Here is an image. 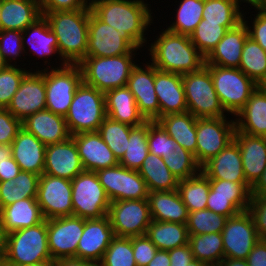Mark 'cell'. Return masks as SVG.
<instances>
[{
    "mask_svg": "<svg viewBox=\"0 0 266 266\" xmlns=\"http://www.w3.org/2000/svg\"><path fill=\"white\" fill-rule=\"evenodd\" d=\"M148 5L144 0H90L91 11L119 31L134 49L143 48L148 41L145 32L153 23Z\"/></svg>",
    "mask_w": 266,
    "mask_h": 266,
    "instance_id": "obj_1",
    "label": "cell"
},
{
    "mask_svg": "<svg viewBox=\"0 0 266 266\" xmlns=\"http://www.w3.org/2000/svg\"><path fill=\"white\" fill-rule=\"evenodd\" d=\"M91 9L47 12L48 21L58 41L59 67L79 64L87 53L88 26Z\"/></svg>",
    "mask_w": 266,
    "mask_h": 266,
    "instance_id": "obj_2",
    "label": "cell"
},
{
    "mask_svg": "<svg viewBox=\"0 0 266 266\" xmlns=\"http://www.w3.org/2000/svg\"><path fill=\"white\" fill-rule=\"evenodd\" d=\"M156 37L147 50L157 69L183 75L205 65V57L193 45L190 36L165 29Z\"/></svg>",
    "mask_w": 266,
    "mask_h": 266,
    "instance_id": "obj_3",
    "label": "cell"
},
{
    "mask_svg": "<svg viewBox=\"0 0 266 266\" xmlns=\"http://www.w3.org/2000/svg\"><path fill=\"white\" fill-rule=\"evenodd\" d=\"M53 261L47 235V220L5 235V250L0 266H24Z\"/></svg>",
    "mask_w": 266,
    "mask_h": 266,
    "instance_id": "obj_4",
    "label": "cell"
},
{
    "mask_svg": "<svg viewBox=\"0 0 266 266\" xmlns=\"http://www.w3.org/2000/svg\"><path fill=\"white\" fill-rule=\"evenodd\" d=\"M135 55L85 57L78 64L82 71L83 83L104 93L114 88L126 86L131 70L136 65Z\"/></svg>",
    "mask_w": 266,
    "mask_h": 266,
    "instance_id": "obj_5",
    "label": "cell"
},
{
    "mask_svg": "<svg viewBox=\"0 0 266 266\" xmlns=\"http://www.w3.org/2000/svg\"><path fill=\"white\" fill-rule=\"evenodd\" d=\"M106 117L104 92L82 82L65 116L71 136L83 132H97Z\"/></svg>",
    "mask_w": 266,
    "mask_h": 266,
    "instance_id": "obj_6",
    "label": "cell"
},
{
    "mask_svg": "<svg viewBox=\"0 0 266 266\" xmlns=\"http://www.w3.org/2000/svg\"><path fill=\"white\" fill-rule=\"evenodd\" d=\"M187 111L197 118L226 117L206 65L182 75Z\"/></svg>",
    "mask_w": 266,
    "mask_h": 266,
    "instance_id": "obj_7",
    "label": "cell"
},
{
    "mask_svg": "<svg viewBox=\"0 0 266 266\" xmlns=\"http://www.w3.org/2000/svg\"><path fill=\"white\" fill-rule=\"evenodd\" d=\"M223 109L235 116L245 105L257 84L239 68L205 64Z\"/></svg>",
    "mask_w": 266,
    "mask_h": 266,
    "instance_id": "obj_8",
    "label": "cell"
},
{
    "mask_svg": "<svg viewBox=\"0 0 266 266\" xmlns=\"http://www.w3.org/2000/svg\"><path fill=\"white\" fill-rule=\"evenodd\" d=\"M44 79L46 109L65 117L77 88L83 82L80 66L67 64L64 67H44Z\"/></svg>",
    "mask_w": 266,
    "mask_h": 266,
    "instance_id": "obj_9",
    "label": "cell"
},
{
    "mask_svg": "<svg viewBox=\"0 0 266 266\" xmlns=\"http://www.w3.org/2000/svg\"><path fill=\"white\" fill-rule=\"evenodd\" d=\"M71 186L73 216L93 219L108 214L110 200L96 172L82 171L71 180Z\"/></svg>",
    "mask_w": 266,
    "mask_h": 266,
    "instance_id": "obj_10",
    "label": "cell"
},
{
    "mask_svg": "<svg viewBox=\"0 0 266 266\" xmlns=\"http://www.w3.org/2000/svg\"><path fill=\"white\" fill-rule=\"evenodd\" d=\"M197 118V147L195 160L202 167L211 158L218 155L234 138L235 119Z\"/></svg>",
    "mask_w": 266,
    "mask_h": 266,
    "instance_id": "obj_11",
    "label": "cell"
},
{
    "mask_svg": "<svg viewBox=\"0 0 266 266\" xmlns=\"http://www.w3.org/2000/svg\"><path fill=\"white\" fill-rule=\"evenodd\" d=\"M107 215L117 237L146 235L152 221L148 199L110 202Z\"/></svg>",
    "mask_w": 266,
    "mask_h": 266,
    "instance_id": "obj_12",
    "label": "cell"
},
{
    "mask_svg": "<svg viewBox=\"0 0 266 266\" xmlns=\"http://www.w3.org/2000/svg\"><path fill=\"white\" fill-rule=\"evenodd\" d=\"M36 199L46 220L73 216L72 186L69 179L42 174Z\"/></svg>",
    "mask_w": 266,
    "mask_h": 266,
    "instance_id": "obj_13",
    "label": "cell"
},
{
    "mask_svg": "<svg viewBox=\"0 0 266 266\" xmlns=\"http://www.w3.org/2000/svg\"><path fill=\"white\" fill-rule=\"evenodd\" d=\"M221 233L224 258L246 260L251 249L259 241L253 218L248 211L228 218Z\"/></svg>",
    "mask_w": 266,
    "mask_h": 266,
    "instance_id": "obj_14",
    "label": "cell"
},
{
    "mask_svg": "<svg viewBox=\"0 0 266 266\" xmlns=\"http://www.w3.org/2000/svg\"><path fill=\"white\" fill-rule=\"evenodd\" d=\"M134 49L114 27L101 21L92 11L88 26L86 57H113L136 54Z\"/></svg>",
    "mask_w": 266,
    "mask_h": 266,
    "instance_id": "obj_15",
    "label": "cell"
},
{
    "mask_svg": "<svg viewBox=\"0 0 266 266\" xmlns=\"http://www.w3.org/2000/svg\"><path fill=\"white\" fill-rule=\"evenodd\" d=\"M84 218L66 216L47 220L48 247L53 261L75 257Z\"/></svg>",
    "mask_w": 266,
    "mask_h": 266,
    "instance_id": "obj_16",
    "label": "cell"
},
{
    "mask_svg": "<svg viewBox=\"0 0 266 266\" xmlns=\"http://www.w3.org/2000/svg\"><path fill=\"white\" fill-rule=\"evenodd\" d=\"M21 122L38 111L46 109V88L44 69L30 71L6 108Z\"/></svg>",
    "mask_w": 266,
    "mask_h": 266,
    "instance_id": "obj_17",
    "label": "cell"
},
{
    "mask_svg": "<svg viewBox=\"0 0 266 266\" xmlns=\"http://www.w3.org/2000/svg\"><path fill=\"white\" fill-rule=\"evenodd\" d=\"M155 66L147 63L132 68L127 87L134 95L138 110L146 121H156L159 118V102L154 88Z\"/></svg>",
    "mask_w": 266,
    "mask_h": 266,
    "instance_id": "obj_18",
    "label": "cell"
},
{
    "mask_svg": "<svg viewBox=\"0 0 266 266\" xmlns=\"http://www.w3.org/2000/svg\"><path fill=\"white\" fill-rule=\"evenodd\" d=\"M114 237L108 215L84 219V230L75 257L99 263Z\"/></svg>",
    "mask_w": 266,
    "mask_h": 266,
    "instance_id": "obj_19",
    "label": "cell"
},
{
    "mask_svg": "<svg viewBox=\"0 0 266 266\" xmlns=\"http://www.w3.org/2000/svg\"><path fill=\"white\" fill-rule=\"evenodd\" d=\"M82 171L84 168L72 136L46 146L43 174L72 180Z\"/></svg>",
    "mask_w": 266,
    "mask_h": 266,
    "instance_id": "obj_20",
    "label": "cell"
},
{
    "mask_svg": "<svg viewBox=\"0 0 266 266\" xmlns=\"http://www.w3.org/2000/svg\"><path fill=\"white\" fill-rule=\"evenodd\" d=\"M84 170L96 172L119 164L98 132H83L72 136Z\"/></svg>",
    "mask_w": 266,
    "mask_h": 266,
    "instance_id": "obj_21",
    "label": "cell"
},
{
    "mask_svg": "<svg viewBox=\"0 0 266 266\" xmlns=\"http://www.w3.org/2000/svg\"><path fill=\"white\" fill-rule=\"evenodd\" d=\"M154 88L159 102V117L187 111L182 74L155 67Z\"/></svg>",
    "mask_w": 266,
    "mask_h": 266,
    "instance_id": "obj_22",
    "label": "cell"
},
{
    "mask_svg": "<svg viewBox=\"0 0 266 266\" xmlns=\"http://www.w3.org/2000/svg\"><path fill=\"white\" fill-rule=\"evenodd\" d=\"M233 140L240 148L246 181L253 187L266 169V137L252 136L235 129Z\"/></svg>",
    "mask_w": 266,
    "mask_h": 266,
    "instance_id": "obj_23",
    "label": "cell"
},
{
    "mask_svg": "<svg viewBox=\"0 0 266 266\" xmlns=\"http://www.w3.org/2000/svg\"><path fill=\"white\" fill-rule=\"evenodd\" d=\"M201 171L209 179L247 183L243 170L240 148L234 140L218 155L206 162L201 167Z\"/></svg>",
    "mask_w": 266,
    "mask_h": 266,
    "instance_id": "obj_24",
    "label": "cell"
},
{
    "mask_svg": "<svg viewBox=\"0 0 266 266\" xmlns=\"http://www.w3.org/2000/svg\"><path fill=\"white\" fill-rule=\"evenodd\" d=\"M22 128L32 133L46 146L63 142L71 137L65 117L47 109L27 117L22 121Z\"/></svg>",
    "mask_w": 266,
    "mask_h": 266,
    "instance_id": "obj_25",
    "label": "cell"
},
{
    "mask_svg": "<svg viewBox=\"0 0 266 266\" xmlns=\"http://www.w3.org/2000/svg\"><path fill=\"white\" fill-rule=\"evenodd\" d=\"M249 37L246 24L242 21L228 30L212 51L205 57V64L225 68H239L244 43Z\"/></svg>",
    "mask_w": 266,
    "mask_h": 266,
    "instance_id": "obj_26",
    "label": "cell"
},
{
    "mask_svg": "<svg viewBox=\"0 0 266 266\" xmlns=\"http://www.w3.org/2000/svg\"><path fill=\"white\" fill-rule=\"evenodd\" d=\"M11 147L12 157L20 170L40 176L44 173L46 145L32 133L21 128L11 143Z\"/></svg>",
    "mask_w": 266,
    "mask_h": 266,
    "instance_id": "obj_27",
    "label": "cell"
},
{
    "mask_svg": "<svg viewBox=\"0 0 266 266\" xmlns=\"http://www.w3.org/2000/svg\"><path fill=\"white\" fill-rule=\"evenodd\" d=\"M41 17L38 0H0V30L24 31Z\"/></svg>",
    "mask_w": 266,
    "mask_h": 266,
    "instance_id": "obj_28",
    "label": "cell"
},
{
    "mask_svg": "<svg viewBox=\"0 0 266 266\" xmlns=\"http://www.w3.org/2000/svg\"><path fill=\"white\" fill-rule=\"evenodd\" d=\"M104 94L106 115L110 119L132 127L147 122L139 112L134 95L127 86L108 90Z\"/></svg>",
    "mask_w": 266,
    "mask_h": 266,
    "instance_id": "obj_29",
    "label": "cell"
},
{
    "mask_svg": "<svg viewBox=\"0 0 266 266\" xmlns=\"http://www.w3.org/2000/svg\"><path fill=\"white\" fill-rule=\"evenodd\" d=\"M43 220L44 217L36 198H25L0 210V221L5 235L22 228L35 226Z\"/></svg>",
    "mask_w": 266,
    "mask_h": 266,
    "instance_id": "obj_30",
    "label": "cell"
},
{
    "mask_svg": "<svg viewBox=\"0 0 266 266\" xmlns=\"http://www.w3.org/2000/svg\"><path fill=\"white\" fill-rule=\"evenodd\" d=\"M234 117L237 131L266 137V93L257 87Z\"/></svg>",
    "mask_w": 266,
    "mask_h": 266,
    "instance_id": "obj_31",
    "label": "cell"
},
{
    "mask_svg": "<svg viewBox=\"0 0 266 266\" xmlns=\"http://www.w3.org/2000/svg\"><path fill=\"white\" fill-rule=\"evenodd\" d=\"M148 202L152 220L186 224L189 212L178 190L149 192Z\"/></svg>",
    "mask_w": 266,
    "mask_h": 266,
    "instance_id": "obj_32",
    "label": "cell"
},
{
    "mask_svg": "<svg viewBox=\"0 0 266 266\" xmlns=\"http://www.w3.org/2000/svg\"><path fill=\"white\" fill-rule=\"evenodd\" d=\"M166 133L195 157L197 147V117L188 111L168 114L156 120Z\"/></svg>",
    "mask_w": 266,
    "mask_h": 266,
    "instance_id": "obj_33",
    "label": "cell"
},
{
    "mask_svg": "<svg viewBox=\"0 0 266 266\" xmlns=\"http://www.w3.org/2000/svg\"><path fill=\"white\" fill-rule=\"evenodd\" d=\"M26 42L30 47L29 52H32L33 55L34 53L36 56L38 55L37 58L39 57V59H43V57L48 58L52 56V54H58L60 57L57 37L52 32L49 23L44 16L22 31V44L25 51L24 54L27 55Z\"/></svg>",
    "mask_w": 266,
    "mask_h": 266,
    "instance_id": "obj_34",
    "label": "cell"
},
{
    "mask_svg": "<svg viewBox=\"0 0 266 266\" xmlns=\"http://www.w3.org/2000/svg\"><path fill=\"white\" fill-rule=\"evenodd\" d=\"M138 172L146 182L149 192L172 191L178 188V178L168 169L160 156L148 153Z\"/></svg>",
    "mask_w": 266,
    "mask_h": 266,
    "instance_id": "obj_35",
    "label": "cell"
},
{
    "mask_svg": "<svg viewBox=\"0 0 266 266\" xmlns=\"http://www.w3.org/2000/svg\"><path fill=\"white\" fill-rule=\"evenodd\" d=\"M146 236L158 250H172L189 244V233L186 224L152 220Z\"/></svg>",
    "mask_w": 266,
    "mask_h": 266,
    "instance_id": "obj_36",
    "label": "cell"
},
{
    "mask_svg": "<svg viewBox=\"0 0 266 266\" xmlns=\"http://www.w3.org/2000/svg\"><path fill=\"white\" fill-rule=\"evenodd\" d=\"M177 190L189 213L206 209L210 180L202 171L193 177L179 180Z\"/></svg>",
    "mask_w": 266,
    "mask_h": 266,
    "instance_id": "obj_37",
    "label": "cell"
},
{
    "mask_svg": "<svg viewBox=\"0 0 266 266\" xmlns=\"http://www.w3.org/2000/svg\"><path fill=\"white\" fill-rule=\"evenodd\" d=\"M189 245L194 259L210 266H218L224 258L222 233L189 235Z\"/></svg>",
    "mask_w": 266,
    "mask_h": 266,
    "instance_id": "obj_38",
    "label": "cell"
},
{
    "mask_svg": "<svg viewBox=\"0 0 266 266\" xmlns=\"http://www.w3.org/2000/svg\"><path fill=\"white\" fill-rule=\"evenodd\" d=\"M237 0H204L202 19L220 23L228 30L242 22V9Z\"/></svg>",
    "mask_w": 266,
    "mask_h": 266,
    "instance_id": "obj_39",
    "label": "cell"
},
{
    "mask_svg": "<svg viewBox=\"0 0 266 266\" xmlns=\"http://www.w3.org/2000/svg\"><path fill=\"white\" fill-rule=\"evenodd\" d=\"M204 0H181L174 22L166 29L176 34L190 36L202 20Z\"/></svg>",
    "mask_w": 266,
    "mask_h": 266,
    "instance_id": "obj_40",
    "label": "cell"
},
{
    "mask_svg": "<svg viewBox=\"0 0 266 266\" xmlns=\"http://www.w3.org/2000/svg\"><path fill=\"white\" fill-rule=\"evenodd\" d=\"M148 121L134 127L130 131L127 150L119 160V164L132 170H139L149 153L148 148Z\"/></svg>",
    "mask_w": 266,
    "mask_h": 266,
    "instance_id": "obj_41",
    "label": "cell"
},
{
    "mask_svg": "<svg viewBox=\"0 0 266 266\" xmlns=\"http://www.w3.org/2000/svg\"><path fill=\"white\" fill-rule=\"evenodd\" d=\"M134 127L106 117L99 126L98 133L119 161L127 150L130 131Z\"/></svg>",
    "mask_w": 266,
    "mask_h": 266,
    "instance_id": "obj_42",
    "label": "cell"
},
{
    "mask_svg": "<svg viewBox=\"0 0 266 266\" xmlns=\"http://www.w3.org/2000/svg\"><path fill=\"white\" fill-rule=\"evenodd\" d=\"M239 69L256 84L266 74V51L250 37L244 43Z\"/></svg>",
    "mask_w": 266,
    "mask_h": 266,
    "instance_id": "obj_43",
    "label": "cell"
},
{
    "mask_svg": "<svg viewBox=\"0 0 266 266\" xmlns=\"http://www.w3.org/2000/svg\"><path fill=\"white\" fill-rule=\"evenodd\" d=\"M227 220L228 217L217 214L206 208L190 212L186 222V227L189 235L221 233Z\"/></svg>",
    "mask_w": 266,
    "mask_h": 266,
    "instance_id": "obj_44",
    "label": "cell"
},
{
    "mask_svg": "<svg viewBox=\"0 0 266 266\" xmlns=\"http://www.w3.org/2000/svg\"><path fill=\"white\" fill-rule=\"evenodd\" d=\"M228 29L220 23L206 22L202 19L195 31L190 35L191 42L206 57L217 43L224 37Z\"/></svg>",
    "mask_w": 266,
    "mask_h": 266,
    "instance_id": "obj_45",
    "label": "cell"
},
{
    "mask_svg": "<svg viewBox=\"0 0 266 266\" xmlns=\"http://www.w3.org/2000/svg\"><path fill=\"white\" fill-rule=\"evenodd\" d=\"M168 169L178 178L187 179L197 175L201 167L197 164L192 153L178 145L171 154L163 158Z\"/></svg>",
    "mask_w": 266,
    "mask_h": 266,
    "instance_id": "obj_46",
    "label": "cell"
},
{
    "mask_svg": "<svg viewBox=\"0 0 266 266\" xmlns=\"http://www.w3.org/2000/svg\"><path fill=\"white\" fill-rule=\"evenodd\" d=\"M99 263L101 266H137L133 256L132 237L115 236Z\"/></svg>",
    "mask_w": 266,
    "mask_h": 266,
    "instance_id": "obj_47",
    "label": "cell"
},
{
    "mask_svg": "<svg viewBox=\"0 0 266 266\" xmlns=\"http://www.w3.org/2000/svg\"><path fill=\"white\" fill-rule=\"evenodd\" d=\"M20 65H8L0 70V108H7L23 78L30 72Z\"/></svg>",
    "mask_w": 266,
    "mask_h": 266,
    "instance_id": "obj_48",
    "label": "cell"
},
{
    "mask_svg": "<svg viewBox=\"0 0 266 266\" xmlns=\"http://www.w3.org/2000/svg\"><path fill=\"white\" fill-rule=\"evenodd\" d=\"M149 153L166 158L179 145L157 121H148Z\"/></svg>",
    "mask_w": 266,
    "mask_h": 266,
    "instance_id": "obj_49",
    "label": "cell"
},
{
    "mask_svg": "<svg viewBox=\"0 0 266 266\" xmlns=\"http://www.w3.org/2000/svg\"><path fill=\"white\" fill-rule=\"evenodd\" d=\"M148 194L146 182L138 170L122 166L121 200L148 199Z\"/></svg>",
    "mask_w": 266,
    "mask_h": 266,
    "instance_id": "obj_50",
    "label": "cell"
},
{
    "mask_svg": "<svg viewBox=\"0 0 266 266\" xmlns=\"http://www.w3.org/2000/svg\"><path fill=\"white\" fill-rule=\"evenodd\" d=\"M210 191L208 197L221 198H250L251 186L248 183L209 179Z\"/></svg>",
    "mask_w": 266,
    "mask_h": 266,
    "instance_id": "obj_51",
    "label": "cell"
},
{
    "mask_svg": "<svg viewBox=\"0 0 266 266\" xmlns=\"http://www.w3.org/2000/svg\"><path fill=\"white\" fill-rule=\"evenodd\" d=\"M0 51L8 65H16L18 57L25 53L22 44V31L0 30ZM14 62L12 63V61ZM12 63V64H11Z\"/></svg>",
    "mask_w": 266,
    "mask_h": 266,
    "instance_id": "obj_52",
    "label": "cell"
},
{
    "mask_svg": "<svg viewBox=\"0 0 266 266\" xmlns=\"http://www.w3.org/2000/svg\"><path fill=\"white\" fill-rule=\"evenodd\" d=\"M96 174L110 202L120 201L122 165L118 164L113 167L100 169L96 171Z\"/></svg>",
    "mask_w": 266,
    "mask_h": 266,
    "instance_id": "obj_53",
    "label": "cell"
},
{
    "mask_svg": "<svg viewBox=\"0 0 266 266\" xmlns=\"http://www.w3.org/2000/svg\"><path fill=\"white\" fill-rule=\"evenodd\" d=\"M249 203L250 198L208 197L206 208L230 218L236 216L240 212L247 211Z\"/></svg>",
    "mask_w": 266,
    "mask_h": 266,
    "instance_id": "obj_54",
    "label": "cell"
},
{
    "mask_svg": "<svg viewBox=\"0 0 266 266\" xmlns=\"http://www.w3.org/2000/svg\"><path fill=\"white\" fill-rule=\"evenodd\" d=\"M254 221L260 240H266V196H250L247 210Z\"/></svg>",
    "mask_w": 266,
    "mask_h": 266,
    "instance_id": "obj_55",
    "label": "cell"
},
{
    "mask_svg": "<svg viewBox=\"0 0 266 266\" xmlns=\"http://www.w3.org/2000/svg\"><path fill=\"white\" fill-rule=\"evenodd\" d=\"M132 248L137 266H147L158 250L146 235L132 237Z\"/></svg>",
    "mask_w": 266,
    "mask_h": 266,
    "instance_id": "obj_56",
    "label": "cell"
},
{
    "mask_svg": "<svg viewBox=\"0 0 266 266\" xmlns=\"http://www.w3.org/2000/svg\"><path fill=\"white\" fill-rule=\"evenodd\" d=\"M22 122L15 118L6 108H0V144L11 145Z\"/></svg>",
    "mask_w": 266,
    "mask_h": 266,
    "instance_id": "obj_57",
    "label": "cell"
},
{
    "mask_svg": "<svg viewBox=\"0 0 266 266\" xmlns=\"http://www.w3.org/2000/svg\"><path fill=\"white\" fill-rule=\"evenodd\" d=\"M254 9L258 13L255 14V18L251 22L252 25L249 24L248 26V21L245 20L247 18L245 14L242 15V21L246 24L249 37L266 51V12L257 6H254Z\"/></svg>",
    "mask_w": 266,
    "mask_h": 266,
    "instance_id": "obj_58",
    "label": "cell"
},
{
    "mask_svg": "<svg viewBox=\"0 0 266 266\" xmlns=\"http://www.w3.org/2000/svg\"><path fill=\"white\" fill-rule=\"evenodd\" d=\"M42 16L47 12L91 9L90 0H38Z\"/></svg>",
    "mask_w": 266,
    "mask_h": 266,
    "instance_id": "obj_59",
    "label": "cell"
},
{
    "mask_svg": "<svg viewBox=\"0 0 266 266\" xmlns=\"http://www.w3.org/2000/svg\"><path fill=\"white\" fill-rule=\"evenodd\" d=\"M170 266H210L194 259L189 244L169 250Z\"/></svg>",
    "mask_w": 266,
    "mask_h": 266,
    "instance_id": "obj_60",
    "label": "cell"
},
{
    "mask_svg": "<svg viewBox=\"0 0 266 266\" xmlns=\"http://www.w3.org/2000/svg\"><path fill=\"white\" fill-rule=\"evenodd\" d=\"M40 175L20 171L19 174L14 178V183L22 192V196L25 198H36L38 191Z\"/></svg>",
    "mask_w": 266,
    "mask_h": 266,
    "instance_id": "obj_61",
    "label": "cell"
},
{
    "mask_svg": "<svg viewBox=\"0 0 266 266\" xmlns=\"http://www.w3.org/2000/svg\"><path fill=\"white\" fill-rule=\"evenodd\" d=\"M22 199H25V196H22V192L14 183V179L0 182V210Z\"/></svg>",
    "mask_w": 266,
    "mask_h": 266,
    "instance_id": "obj_62",
    "label": "cell"
},
{
    "mask_svg": "<svg viewBox=\"0 0 266 266\" xmlns=\"http://www.w3.org/2000/svg\"><path fill=\"white\" fill-rule=\"evenodd\" d=\"M248 266H266V240H260L251 249L246 259Z\"/></svg>",
    "mask_w": 266,
    "mask_h": 266,
    "instance_id": "obj_63",
    "label": "cell"
},
{
    "mask_svg": "<svg viewBox=\"0 0 266 266\" xmlns=\"http://www.w3.org/2000/svg\"><path fill=\"white\" fill-rule=\"evenodd\" d=\"M20 167L11 157L0 163V182L14 179L20 172Z\"/></svg>",
    "mask_w": 266,
    "mask_h": 266,
    "instance_id": "obj_64",
    "label": "cell"
},
{
    "mask_svg": "<svg viewBox=\"0 0 266 266\" xmlns=\"http://www.w3.org/2000/svg\"><path fill=\"white\" fill-rule=\"evenodd\" d=\"M56 266H101L100 263L78 257H66L55 261Z\"/></svg>",
    "mask_w": 266,
    "mask_h": 266,
    "instance_id": "obj_65",
    "label": "cell"
},
{
    "mask_svg": "<svg viewBox=\"0 0 266 266\" xmlns=\"http://www.w3.org/2000/svg\"><path fill=\"white\" fill-rule=\"evenodd\" d=\"M147 266H170L169 251L157 250L154 258Z\"/></svg>",
    "mask_w": 266,
    "mask_h": 266,
    "instance_id": "obj_66",
    "label": "cell"
},
{
    "mask_svg": "<svg viewBox=\"0 0 266 266\" xmlns=\"http://www.w3.org/2000/svg\"><path fill=\"white\" fill-rule=\"evenodd\" d=\"M251 195L266 196V169L257 183L251 188Z\"/></svg>",
    "mask_w": 266,
    "mask_h": 266,
    "instance_id": "obj_67",
    "label": "cell"
},
{
    "mask_svg": "<svg viewBox=\"0 0 266 266\" xmlns=\"http://www.w3.org/2000/svg\"><path fill=\"white\" fill-rule=\"evenodd\" d=\"M218 266H248V263L243 259L223 258Z\"/></svg>",
    "mask_w": 266,
    "mask_h": 266,
    "instance_id": "obj_68",
    "label": "cell"
},
{
    "mask_svg": "<svg viewBox=\"0 0 266 266\" xmlns=\"http://www.w3.org/2000/svg\"><path fill=\"white\" fill-rule=\"evenodd\" d=\"M12 157L11 145L0 144V163L5 162L6 159Z\"/></svg>",
    "mask_w": 266,
    "mask_h": 266,
    "instance_id": "obj_69",
    "label": "cell"
},
{
    "mask_svg": "<svg viewBox=\"0 0 266 266\" xmlns=\"http://www.w3.org/2000/svg\"><path fill=\"white\" fill-rule=\"evenodd\" d=\"M4 250H5V233L3 231V226L0 221V260L3 257Z\"/></svg>",
    "mask_w": 266,
    "mask_h": 266,
    "instance_id": "obj_70",
    "label": "cell"
},
{
    "mask_svg": "<svg viewBox=\"0 0 266 266\" xmlns=\"http://www.w3.org/2000/svg\"><path fill=\"white\" fill-rule=\"evenodd\" d=\"M24 266H56L55 261H44L41 263H35L30 265H24Z\"/></svg>",
    "mask_w": 266,
    "mask_h": 266,
    "instance_id": "obj_71",
    "label": "cell"
},
{
    "mask_svg": "<svg viewBox=\"0 0 266 266\" xmlns=\"http://www.w3.org/2000/svg\"><path fill=\"white\" fill-rule=\"evenodd\" d=\"M257 87L266 93V74L265 76L258 82Z\"/></svg>",
    "mask_w": 266,
    "mask_h": 266,
    "instance_id": "obj_72",
    "label": "cell"
},
{
    "mask_svg": "<svg viewBox=\"0 0 266 266\" xmlns=\"http://www.w3.org/2000/svg\"><path fill=\"white\" fill-rule=\"evenodd\" d=\"M240 4L243 3H248L250 6L252 5L253 7L257 5L259 0H237Z\"/></svg>",
    "mask_w": 266,
    "mask_h": 266,
    "instance_id": "obj_73",
    "label": "cell"
},
{
    "mask_svg": "<svg viewBox=\"0 0 266 266\" xmlns=\"http://www.w3.org/2000/svg\"><path fill=\"white\" fill-rule=\"evenodd\" d=\"M7 66H8V64L6 63L5 59L2 56V53L0 51V70H3Z\"/></svg>",
    "mask_w": 266,
    "mask_h": 266,
    "instance_id": "obj_74",
    "label": "cell"
},
{
    "mask_svg": "<svg viewBox=\"0 0 266 266\" xmlns=\"http://www.w3.org/2000/svg\"><path fill=\"white\" fill-rule=\"evenodd\" d=\"M256 6L266 12V0H259Z\"/></svg>",
    "mask_w": 266,
    "mask_h": 266,
    "instance_id": "obj_75",
    "label": "cell"
}]
</instances>
